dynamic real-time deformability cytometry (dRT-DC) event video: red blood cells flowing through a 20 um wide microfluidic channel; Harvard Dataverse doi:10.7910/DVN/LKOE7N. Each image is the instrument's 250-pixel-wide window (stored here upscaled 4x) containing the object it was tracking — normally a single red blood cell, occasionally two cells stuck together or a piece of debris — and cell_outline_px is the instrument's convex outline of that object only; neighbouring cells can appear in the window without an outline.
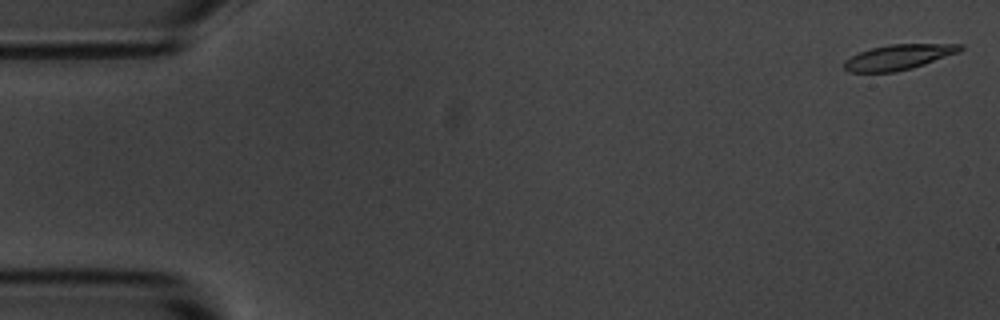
{"species": "common noctule bat (a hibernating species)", "species_latin": "Nyctalus noctula", "temperature_condition": "room temperature", "stored_images_in_passage": 56, "camera_frame_rate_fps": 3000, "um_per_image_px": 0.085, "animal": {"sex": "male", "body_mass_g": 20.1, "forearm_length_mm": 53.5}, "frame": {"image": 1, "passage_image": 1, "time_ms": 0.0, "image_size_px": [1000, 320], "cell_outline_px": [[964, 48], [960, 52], [912, 68], [896, 72], [848, 72], [844, 68], [844, 60], [860, 52], [872, 48], [892, 44], [964, 44]], "centroid_in_image_um": [76.4, 4.85], "position_along_channel_um": 8.6, "area_um2": 16.99}}
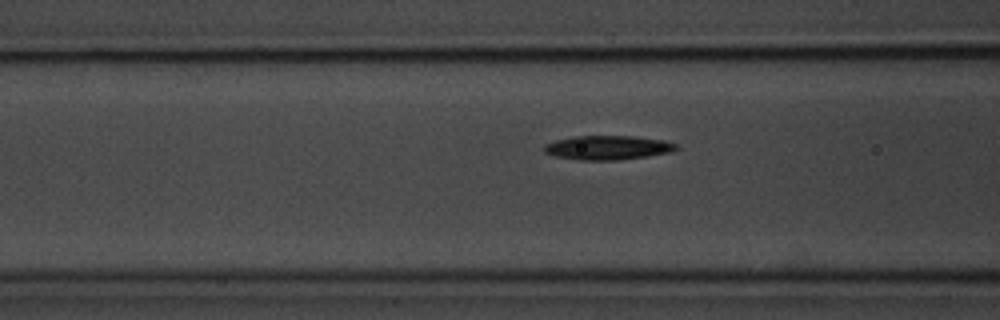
{"frame": {"image": 2, "passage_image": 21, "time_ms": 6.667, "image_size_px": [1000, 320], "cell_outline_px": [[680, 148], [672, 152], [648, 156], [620, 160], [580, 160], [556, 156], [544, 152], [544, 144], [556, 140], [576, 136], [636, 136], [664, 140], [676, 144]], "centroid_in_image_um": [51.7, 12.55], "position_along_channel_um": 114.9, "area_um2": 18.67}}
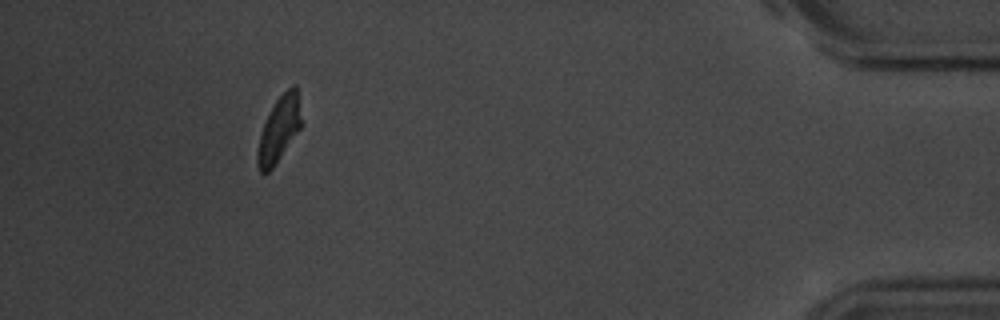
{"frame": {"image": 3, "passage_image": 51, "time_ms": 16.667, "image_size_px": [1000, 320], "cell_outline_px": [[300, 128], [272, 168], [268, 172], [260, 172], [256, 164], [256, 152], [260, 136], [268, 112], [276, 100], [292, 84], [296, 84], [300, 120]], "centroid_in_image_um": [23.67, 11.0], "position_along_channel_um": 411.5, "area_um2": 16.18}, "authors_computed_cell_mechanics": {"area_um2": 17.8891, "velocity_mm_per_s": 3.5746, "shape_relaxation_time_tau1_ms": 2.5315, "shape_relaxation_time_tau2_ms": 8.5131, "deformation_change_tau1": 0.1572, "deformation_change_tau2": 0.1618}}